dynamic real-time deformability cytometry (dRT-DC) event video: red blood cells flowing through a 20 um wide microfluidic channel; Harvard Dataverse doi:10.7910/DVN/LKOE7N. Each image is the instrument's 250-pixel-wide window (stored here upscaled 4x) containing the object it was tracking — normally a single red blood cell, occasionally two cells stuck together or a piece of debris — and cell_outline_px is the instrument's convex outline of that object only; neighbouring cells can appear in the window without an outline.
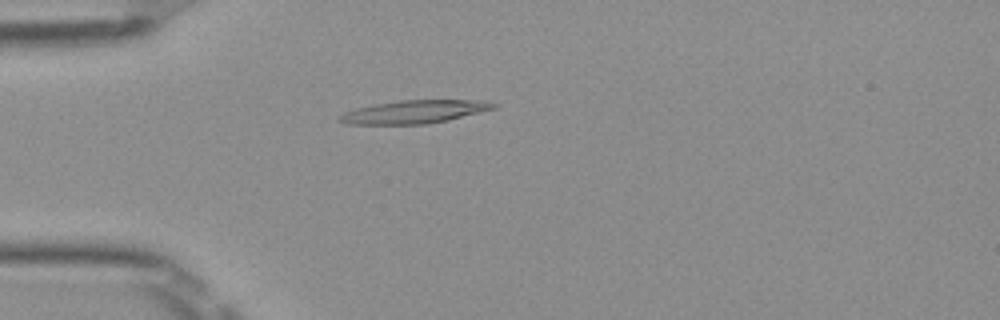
{"species": "Egyptian fruit bat (a non-hibernating species)", "species_latin": "Rousettus aegyptiacus", "temperature_condition": "room temperature", "stored_images_in_passage": 40, "camera_frame_rate_fps": 3000, "um_per_image_px": 0.085, "frame": {"image": 1, "passage_image": 3, "time_ms": 0.667, "image_size_px": [1000, 320], "cell_outline_px": [[496, 108], [448, 120], [428, 124], [348, 124], [340, 120], [340, 116], [344, 112], [356, 108], [372, 104], [400, 100], [488, 100], [496, 104]], "centroid_in_image_um": [35.25, 9.49], "position_along_channel_um": 49.7, "area_um2": 20.69}}
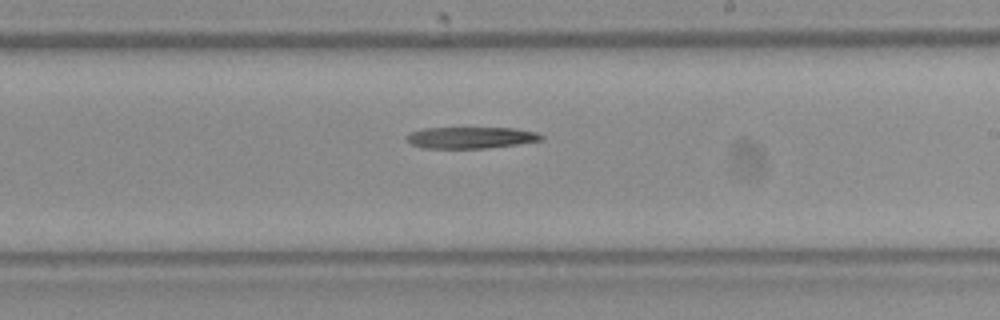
{"frame": {"image": 2, "passage_image": 19, "time_ms": 6.0, "image_size_px": [1000, 320], "cell_outline_px": [[544, 140], [488, 148], [420, 148], [412, 144], [404, 136], [408, 132], [424, 128], [516, 128], [536, 132], [544, 136]], "centroid_in_image_um": [40.0, 11.69], "position_along_channel_um": 249.0, "area_um2": 16.99}}
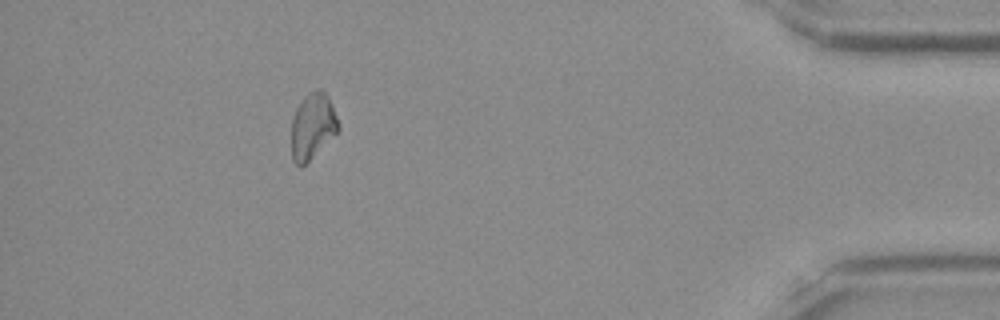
{"frame": {"image": 3, "passage_image": 35, "time_ms": 11.333, "image_size_px": [1000, 320], "cell_outline_px": [[340, 128], [300, 168], [292, 160], [292, 116], [296, 108], [304, 96], [308, 92], [316, 88], [320, 88], [328, 96], [336, 116]], "centroid_in_image_um": [26.54, 10.67], "position_along_channel_um": 408.7, "area_um2": 17.69}}